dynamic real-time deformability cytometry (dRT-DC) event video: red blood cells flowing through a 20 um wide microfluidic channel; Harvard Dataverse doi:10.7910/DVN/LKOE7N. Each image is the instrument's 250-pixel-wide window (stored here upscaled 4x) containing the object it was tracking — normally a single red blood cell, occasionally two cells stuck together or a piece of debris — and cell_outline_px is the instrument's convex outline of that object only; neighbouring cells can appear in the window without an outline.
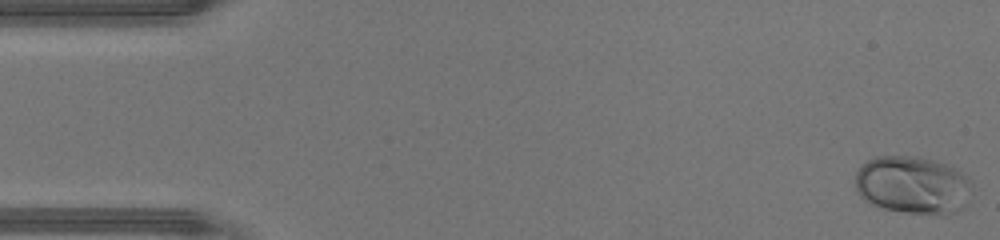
{"species": "human", "species_latin": "Homo sapiens", "temperature_condition": "warm", "stored_images_in_passage": 44, "camera_frame_rate_fps": 3000, "um_per_image_px": 0.085, "donor": {"sex": "male"}, "frame": {"image": 1, "passage_image": 1, "time_ms": 0.0, "image_size_px": [1000, 240], "cell_outline_px": [[972, 188], [964, 208], [956, 212], [944, 216], [904, 212], [884, 208], [872, 204], [864, 200], [856, 192], [856, 172], [868, 160], [876, 156], [920, 156], [956, 168], [972, 184]], "centroid_in_image_um": [77.59, 15.75], "position_along_channel_um": 7.4, "area_um2": 39.59}}
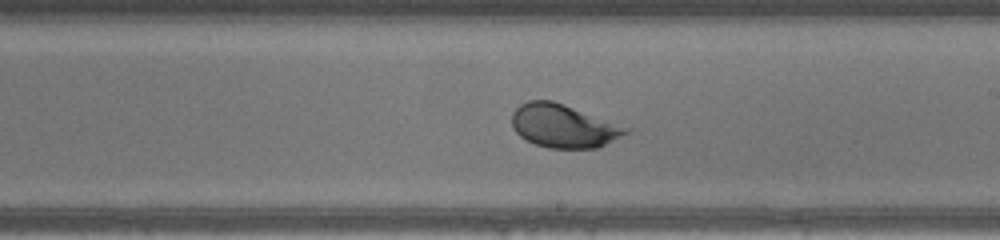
{"frame": {"image": 2, "passage_image": 25, "time_ms": 8.0, "image_size_px": [1000, 240], "cell_outline_px": [[632, 128], [628, 132], [596, 148], [548, 148], [536, 144], [520, 136], [512, 128], [512, 112], [520, 104], [528, 100], [552, 100]], "centroid_in_image_um": [47.87, 10.69], "position_along_channel_um": 241.1, "area_um2": 28.55}}
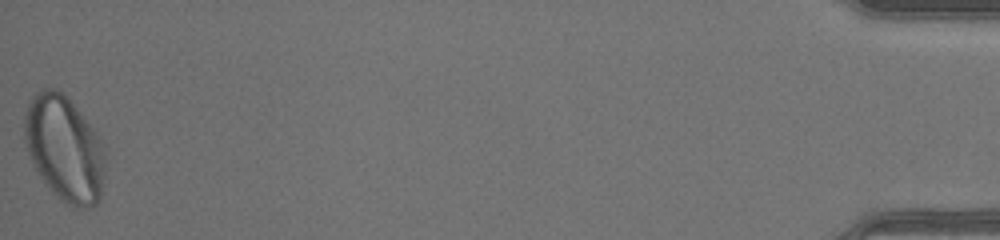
{"frame": {"image": 3, "passage_image": 44, "time_ms": 14.333, "image_size_px": [1000, 240], "cell_outline_px": [[104, 176], [100, 200], [96, 204], [88, 208], [72, 208], [64, 204], [48, 188], [32, 164], [24, 140], [24, 116], [28, 104], [32, 96], [36, 92], [44, 88], [60, 88], [100, 136], [104, 148]], "centroid_in_image_um": [5.47, 12.64], "position_along_channel_um": 429.7, "area_um2": 50.29}}